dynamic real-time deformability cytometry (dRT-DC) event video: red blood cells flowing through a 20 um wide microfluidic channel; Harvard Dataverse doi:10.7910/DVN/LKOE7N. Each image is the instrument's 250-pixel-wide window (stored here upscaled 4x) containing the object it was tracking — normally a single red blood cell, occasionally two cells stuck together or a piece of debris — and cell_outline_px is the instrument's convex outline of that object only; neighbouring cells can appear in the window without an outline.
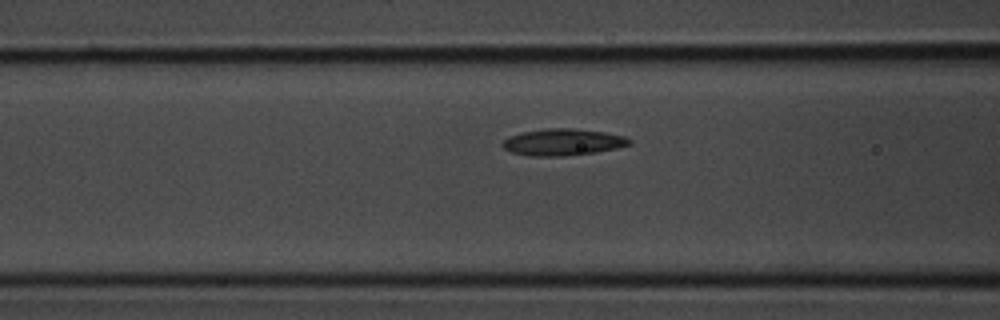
{"species": "common noctule bat (a hibernating species)", "species_latin": "Nyctalus noctula", "temperature_condition": "room temperature", "stored_images_in_passage": 7, "camera_frame_rate_fps": 3000, "um_per_image_px": 0.085, "animal": {"sex": "male", "body_mass_g": 20.1, "forearm_length_mm": 53.5}, "frame": {"image": 1, "passage_image": 5, "time_ms": 1.333, "image_size_px": [1000, 320], "cell_outline_px": [[632, 144], [616, 148], [596, 152], [564, 156], [528, 156], [512, 152], [504, 148], [500, 144], [508, 136], [520, 132], [548, 128], [572, 128], [604, 132], [624, 136], [632, 140]], "centroid_in_image_um": [47.82, 12.08], "position_along_channel_um": 118.8, "area_um2": 19.83}}